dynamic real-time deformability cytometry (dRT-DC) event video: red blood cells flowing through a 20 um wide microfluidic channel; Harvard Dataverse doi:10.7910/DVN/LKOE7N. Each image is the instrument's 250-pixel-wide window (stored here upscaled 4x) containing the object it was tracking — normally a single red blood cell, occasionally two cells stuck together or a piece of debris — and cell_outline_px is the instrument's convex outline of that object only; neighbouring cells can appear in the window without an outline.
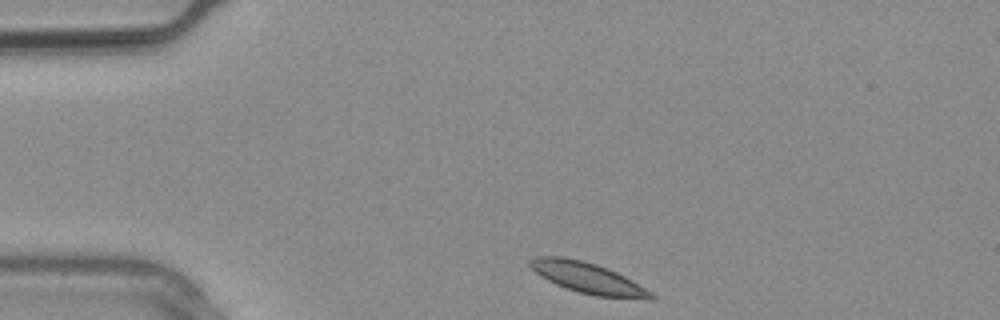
{"species": "common noctule bat (a hibernating species)", "species_latin": "Nyctalus noctula", "temperature_condition": "warm", "stored_images_in_passage": 7, "camera_frame_rate_fps": 3000, "um_per_image_px": 0.085, "animal": {"sex": "male", "body_mass_g": 20.4}, "frame": {"image": 1, "passage_image": 1, "time_ms": 0.0, "image_size_px": [1000, 320], "cell_outline_px": [[656, 300], [652, 300], [596, 296], [580, 292], [556, 284], [548, 280], [536, 272], [528, 264], [528, 260], [536, 256], [560, 256], [580, 260], [596, 264], [608, 268], [624, 276], [652, 292], [656, 296]], "centroid_in_image_um": [50.0, 23.63], "position_along_channel_um": 35.0, "area_um2": 21.56}}
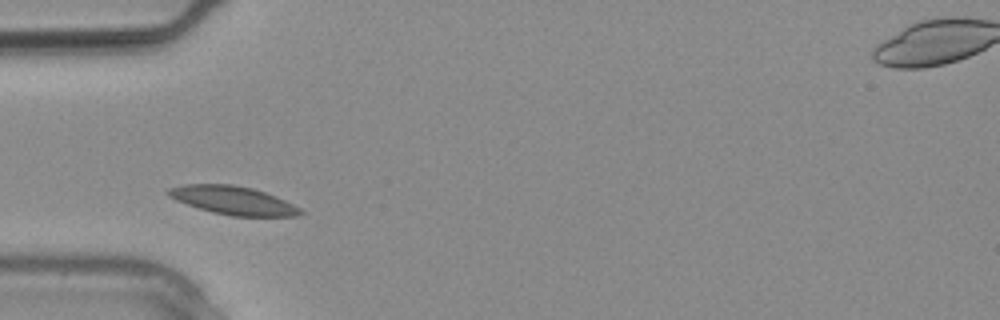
{"frame": {"image": 2, "passage_image": 4, "time_ms": 1.0, "image_size_px": [1000, 320], "cell_outline_px": [[304, 212], [296, 216], [232, 216], [212, 212], [176, 200], [168, 196], [164, 192], [168, 188], [184, 184], [232, 184], [252, 188], [276, 196], [300, 208]], "centroid_in_image_um": [19.78, 17.02], "position_along_channel_um": 65.2, "area_um2": 21.73}}
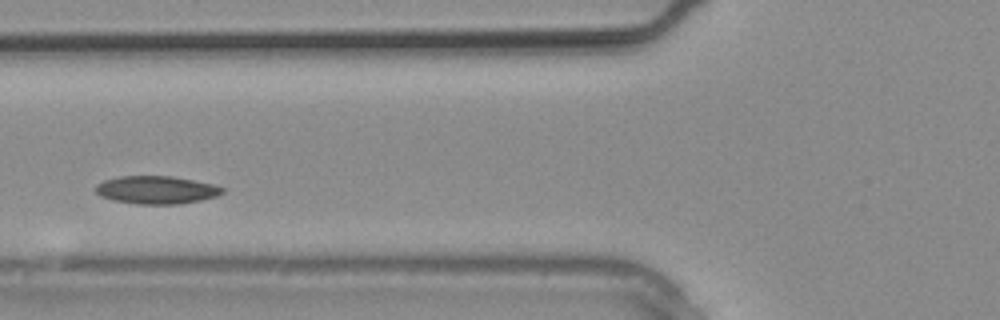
{"frame": {"image": 3, "passage_image": 6, "time_ms": 1.667, "image_size_px": [1000, 320], "cell_outline_px": [[224, 192], [216, 196], [200, 200], [180, 204], [136, 204], [112, 200], [100, 196], [96, 192], [96, 184], [104, 180], [120, 176], [172, 176], [212, 184], [224, 188]], "centroid_in_image_um": [13.27, 16.14], "position_along_channel_um": 112.5, "area_um2": 20.58}}